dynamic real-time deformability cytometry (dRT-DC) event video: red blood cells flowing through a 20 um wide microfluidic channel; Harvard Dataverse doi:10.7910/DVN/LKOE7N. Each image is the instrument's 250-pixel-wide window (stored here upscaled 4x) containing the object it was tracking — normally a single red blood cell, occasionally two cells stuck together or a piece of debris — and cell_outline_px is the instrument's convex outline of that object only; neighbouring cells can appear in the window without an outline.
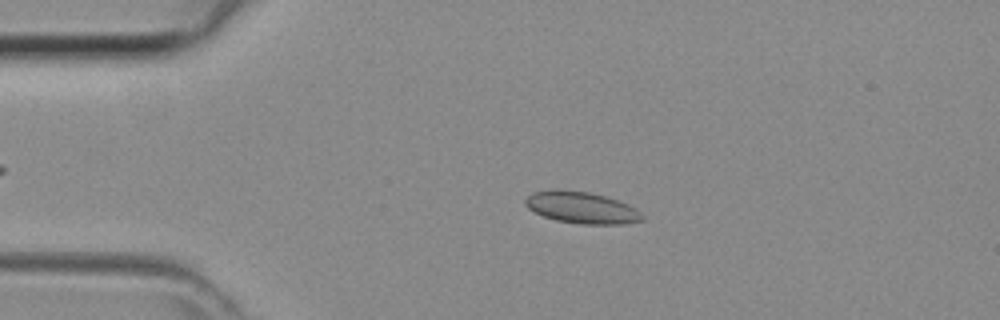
{"species": "common noctule bat (a hibernating species)", "species_latin": "Nyctalus noctula", "temperature_condition": "room temperature", "stored_images_in_passage": 40, "camera_frame_rate_fps": 3000, "um_per_image_px": 0.085, "animal": {"sex": "female", "body_mass_g": 29.2, "forearm_length_mm": 56.3}, "frame": {"image": 1, "passage_image": 6, "time_ms": 1.667, "image_size_px": [1000, 320], "cell_outline_px": [[644, 220], [624, 224], [580, 224], [556, 220], [544, 216], [528, 208], [524, 204], [524, 200], [532, 192], [552, 188], [588, 192], [604, 196], [628, 204], [636, 208], [644, 216]], "centroid_in_image_um": [49.42, 17.64], "position_along_channel_um": 35.6, "area_um2": 21.68}}
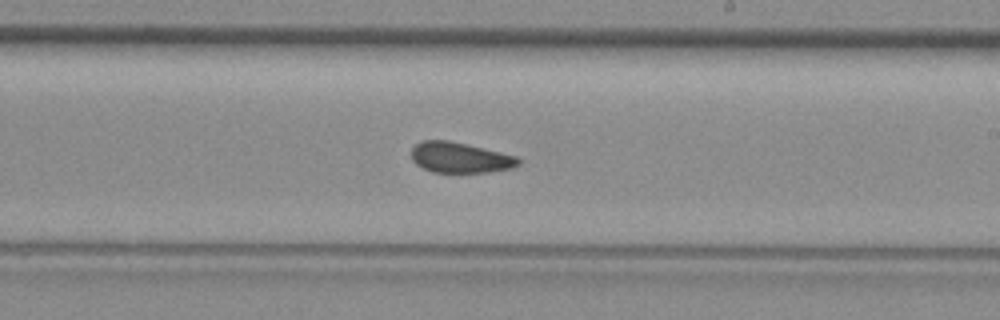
{"frame": {"image": 2, "passage_image": 22, "time_ms": 7.0, "image_size_px": [1000, 320], "cell_outline_px": [[520, 164], [512, 168], [488, 172], [432, 172], [416, 164], [412, 160], [412, 148], [416, 144], [424, 140], [448, 140], [500, 152], [516, 156], [520, 160]], "centroid_in_image_um": [39.1, 13.4], "position_along_channel_um": 249.9, "area_um2": 18.84}}
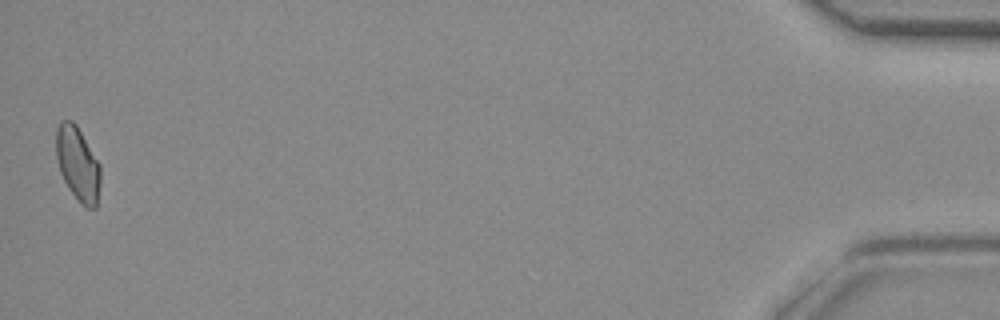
{"frame": {"image": 3, "passage_image": 40, "time_ms": 13.0, "image_size_px": [1000, 320], "cell_outline_px": [[100, 184], [96, 208], [88, 208], [80, 204], [68, 188], [60, 172], [56, 156], [56, 128], [60, 120], [72, 120], [76, 124], [100, 164]], "centroid_in_image_um": [6.6, 13.93], "position_along_channel_um": 428.6, "area_um2": 19.25}}